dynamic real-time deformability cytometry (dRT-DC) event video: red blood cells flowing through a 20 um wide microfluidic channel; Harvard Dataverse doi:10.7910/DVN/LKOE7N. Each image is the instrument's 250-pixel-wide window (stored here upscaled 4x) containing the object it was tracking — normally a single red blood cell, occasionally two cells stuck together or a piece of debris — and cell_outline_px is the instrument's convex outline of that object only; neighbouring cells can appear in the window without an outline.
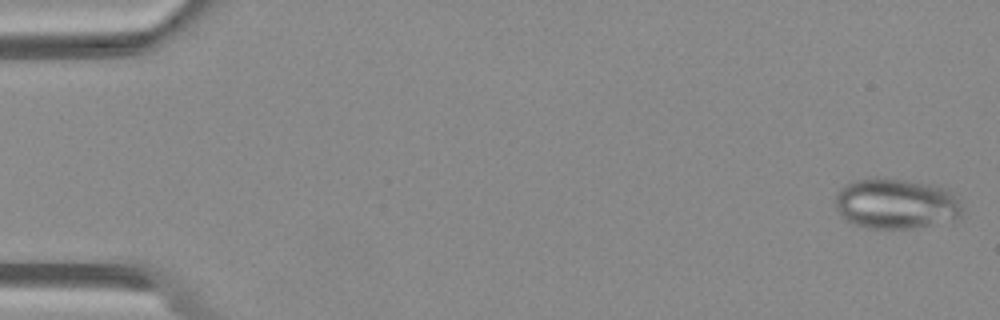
{"species": "Egyptian fruit bat (a non-hibernating species)", "species_latin": "Rousettus aegyptiacus", "temperature_condition": "warm", "stored_images_in_passage": 51, "camera_frame_rate_fps": 3000, "um_per_image_px": 0.085, "animal": {"sex": "female"}, "frame": {"image": 1, "passage_image": 2, "time_ms": 0.333, "image_size_px": [1000, 320], "cell_outline_px": [[964, 208], [960, 216], [912, 228], [868, 228], [856, 224], [848, 220], [836, 208], [836, 192], [840, 188], [856, 180], [904, 180], [928, 184], [944, 188], [952, 192], [960, 200]], "centroid_in_image_um": [76.18, 17.32], "position_along_channel_um": 8.8, "area_um2": 36.13}}
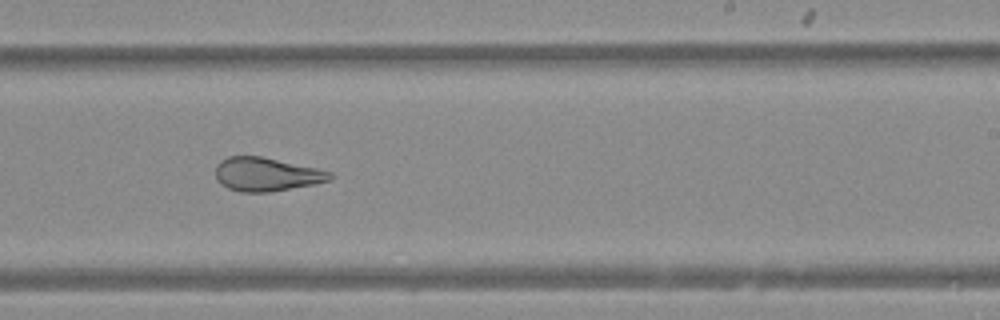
{"frame": {"image": 2, "passage_image": 32, "time_ms": 10.333, "image_size_px": [1000, 320], "cell_outline_px": [[336, 176], [328, 180], [312, 184], [268, 192], [240, 192], [228, 188], [220, 184], [216, 180], [216, 164], [220, 160], [228, 156], [260, 156], [316, 168], [332, 172]], "centroid_in_image_um": [22.6, 14.81], "position_along_channel_um": 266.4, "area_um2": 22.31}}
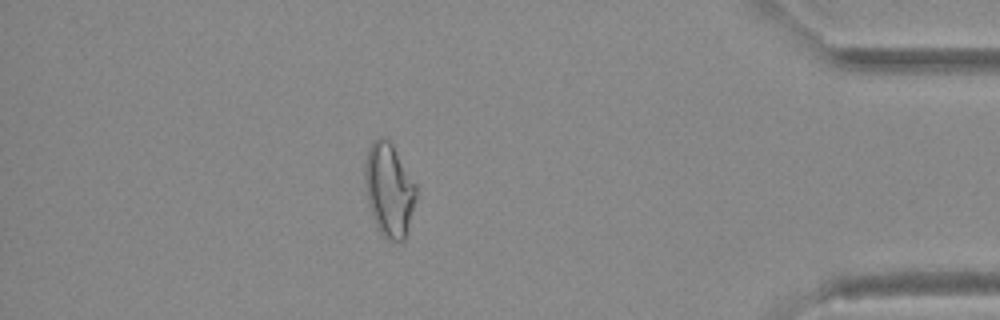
{"frame": {"image": 3, "passage_image": 45, "time_ms": 14.667, "image_size_px": [1000, 320], "cell_outline_px": [[416, 196], [408, 228], [404, 240], [388, 240], [380, 232], [372, 216], [368, 200], [364, 180], [364, 164], [368, 148], [372, 140], [380, 136], [388, 140], [392, 144], [416, 184]], "centroid_in_image_um": [33.05, 16.1], "position_along_channel_um": 402.1, "area_um2": 27.69}}